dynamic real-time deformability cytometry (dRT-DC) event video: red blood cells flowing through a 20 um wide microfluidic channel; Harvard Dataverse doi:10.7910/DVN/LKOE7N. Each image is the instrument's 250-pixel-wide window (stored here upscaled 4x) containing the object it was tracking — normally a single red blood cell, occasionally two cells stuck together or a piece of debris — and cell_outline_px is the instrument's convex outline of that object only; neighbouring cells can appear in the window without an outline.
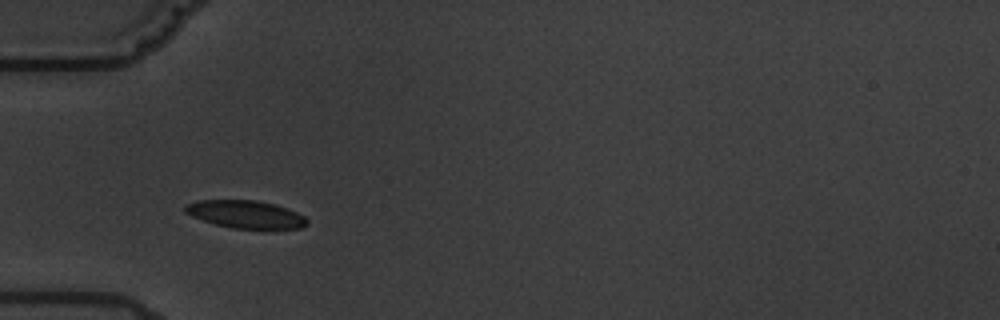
{"species": "common noctule bat (a hibernating species)", "species_latin": "Nyctalus noctula", "temperature_condition": "warm", "stored_images_in_passage": 2, "camera_frame_rate_fps": 3000, "um_per_image_px": 0.085, "animal": {"sex": "male", "body_mass_g": 19.5, "forearm_length_mm": 54.6}, "frame": {"image": 1, "passage_image": 2, "time_ms": 1.333, "image_size_px": [1000, 320], "cell_outline_px": [[308, 224], [300, 228], [272, 232], [232, 228], [216, 224], [192, 216], [184, 212], [184, 204], [196, 200], [256, 200], [288, 208], [304, 216], [308, 220]], "centroid_in_image_um": [20.94, 18.26], "position_along_channel_um": 64.1, "area_um2": 20.52}}